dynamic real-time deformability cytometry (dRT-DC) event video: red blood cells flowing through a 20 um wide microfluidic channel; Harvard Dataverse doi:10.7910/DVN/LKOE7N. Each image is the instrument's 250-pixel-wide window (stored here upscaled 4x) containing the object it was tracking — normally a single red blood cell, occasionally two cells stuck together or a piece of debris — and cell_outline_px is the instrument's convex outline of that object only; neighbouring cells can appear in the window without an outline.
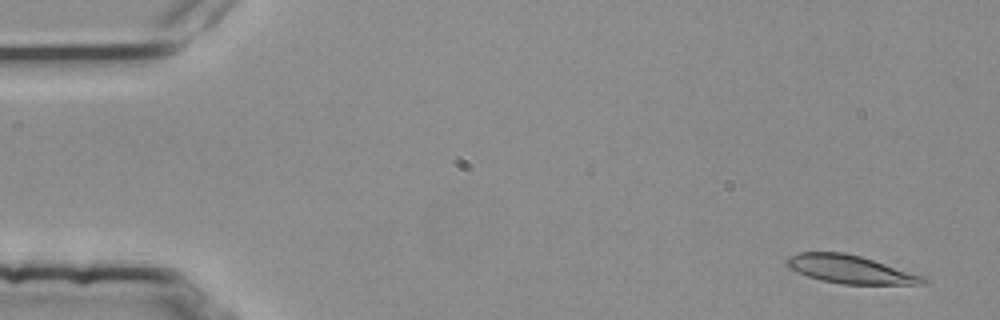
{"species": "common noctule bat (a hibernating species)", "species_latin": "Nyctalus noctula", "temperature_condition": "room temperature", "stored_images_in_passage": 5, "camera_frame_rate_fps": 3000, "um_per_image_px": 0.085, "animal": {"sex": "female", "body_mass_g": 25.1}, "frame": {"image": 1, "passage_image": 1, "time_ms": 0.0, "image_size_px": [1000, 320], "cell_outline_px": [[928, 284], [844, 284], [820, 280], [808, 276], [788, 268], [784, 260], [788, 256], [800, 252], [844, 252], [860, 256], [920, 276], [928, 280]], "centroid_in_image_um": [72.17, 22.89], "position_along_channel_um": 12.8, "area_um2": 21.96}}
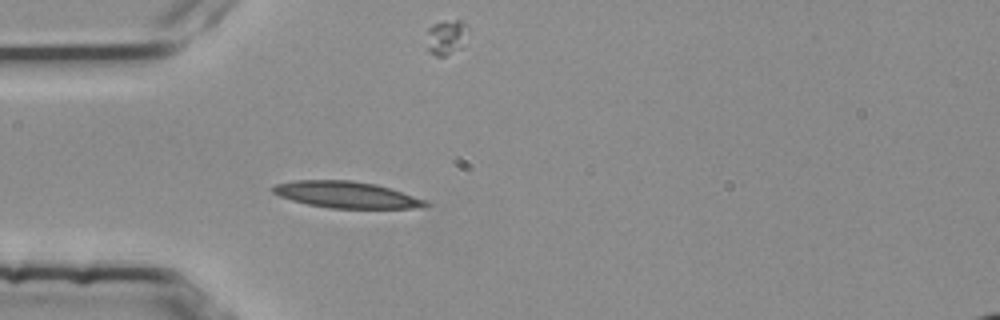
{"frame": {"image": 2, "passage_image": 4, "time_ms": 1.0, "image_size_px": [1000, 320], "cell_outline_px": [[428, 204], [420, 208], [328, 208], [308, 204], [292, 200], [280, 196], [272, 192], [268, 188], [276, 184], [296, 180], [352, 180], [376, 184], [424, 200]], "centroid_in_image_um": [29.35, 16.54], "position_along_channel_um": 55.6, "area_um2": 23.29}}